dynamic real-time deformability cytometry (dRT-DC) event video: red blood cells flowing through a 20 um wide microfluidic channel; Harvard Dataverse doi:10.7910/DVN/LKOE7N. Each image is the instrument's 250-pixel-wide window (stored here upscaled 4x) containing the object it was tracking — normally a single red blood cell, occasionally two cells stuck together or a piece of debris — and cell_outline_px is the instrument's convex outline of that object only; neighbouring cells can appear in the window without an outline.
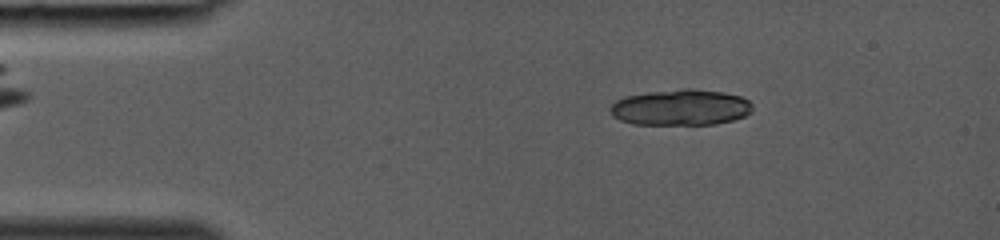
{"species": "common noctule bat (a hibernating species)", "species_latin": "Nyctalus noctula", "temperature_condition": "room temperature", "stored_images_in_passage": 38, "camera_frame_rate_fps": 3000, "um_per_image_px": 0.085, "animal": {"sex": "female", "body_mass_g": 19.0, "forearm_length_mm": 53.3}, "frame": {"image": 1, "passage_image": 7, "time_ms": 2.0, "image_size_px": [1000, 240], "cell_outline_px": [[752, 112], [744, 116], [732, 120], [712, 124], [632, 124], [620, 120], [612, 116], [608, 108], [616, 100], [624, 96], [648, 92], [684, 88], [692, 88], [724, 92], [740, 96], [748, 100], [752, 104]], "centroid_in_image_um": [57.83, 9.12], "position_along_channel_um": 27.2, "area_um2": 30.0}}
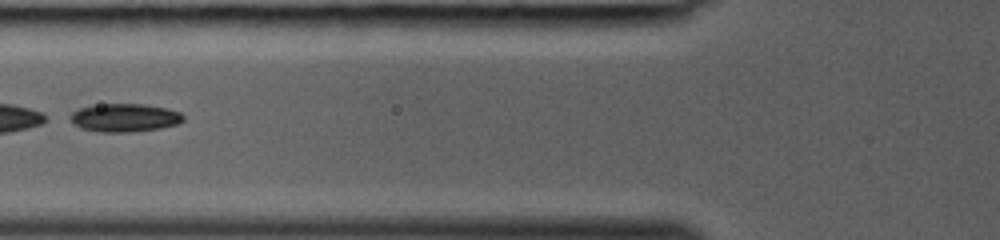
{"frame": {"image": 2, "passage_image": 16, "time_ms": 5.0, "image_size_px": [1000, 240], "cell_outline_px": [[184, 120], [176, 124], [160, 128], [132, 132], [100, 132], [80, 128], [64, 116], [80, 108], [100, 104], [140, 104], [168, 108], [180, 112], [184, 116]], "centroid_in_image_um": [10.55, 10.01], "position_along_channel_um": 115.3, "area_um2": 18.73}}
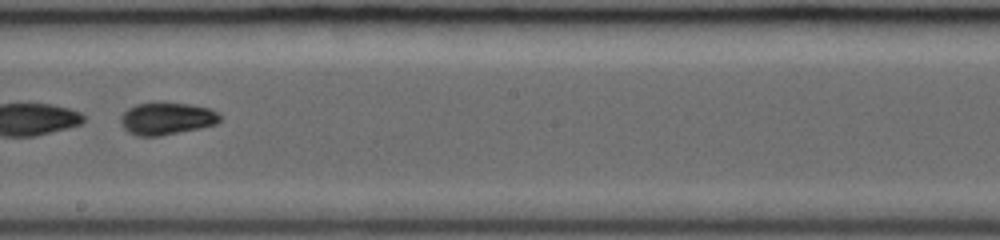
{"frame": {"image": 3, "passage_image": 23, "time_ms": 7.333, "image_size_px": [1000, 240], "cell_outline_px": [[220, 120], [216, 124], [200, 128], [160, 136], [136, 136], [128, 132], [120, 124], [120, 116], [128, 108], [136, 104], [156, 100], [160, 100], [188, 104], [208, 108], [220, 112]], "centroid_in_image_um": [14.14, 10.05], "position_along_channel_um": 234.1, "area_um2": 19.25}}